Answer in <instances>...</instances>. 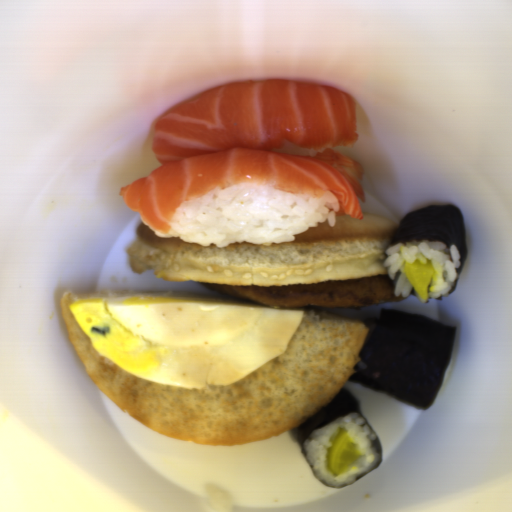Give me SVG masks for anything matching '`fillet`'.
<instances>
[{"instance_id": "fillet-1", "label": "fillet", "mask_w": 512, "mask_h": 512, "mask_svg": "<svg viewBox=\"0 0 512 512\" xmlns=\"http://www.w3.org/2000/svg\"><path fill=\"white\" fill-rule=\"evenodd\" d=\"M358 140L355 99L332 86L269 79L222 85L159 119L151 150L161 165L121 187L118 196L162 235L179 205L237 184L316 199L330 191L336 217L362 220L359 199L336 168L274 151L351 147Z\"/></svg>"}]
</instances>
